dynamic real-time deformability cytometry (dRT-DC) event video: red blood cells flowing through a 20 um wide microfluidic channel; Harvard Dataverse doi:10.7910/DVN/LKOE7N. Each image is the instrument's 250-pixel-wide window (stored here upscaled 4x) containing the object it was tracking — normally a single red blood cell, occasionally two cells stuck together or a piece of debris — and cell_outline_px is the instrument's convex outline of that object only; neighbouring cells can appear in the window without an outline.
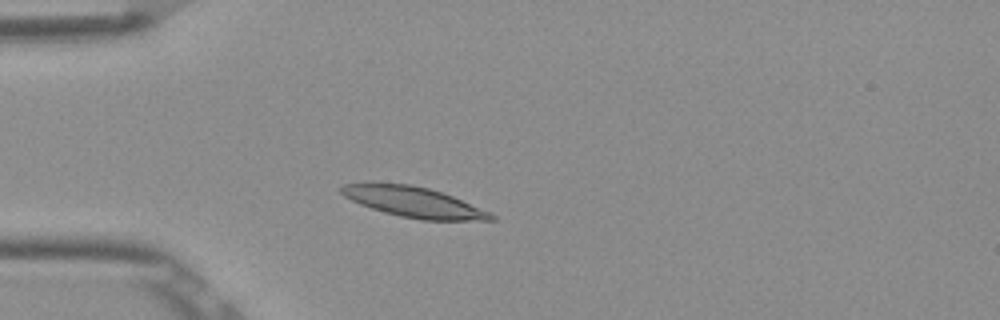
{"species": "Egyptian fruit bat (a non-hibernating species)", "species_latin": "Rousettus aegyptiacus", "temperature_condition": "room temperature", "stored_images_in_passage": 3, "camera_frame_rate_fps": 3000, "um_per_image_px": 0.085, "frame": {"image": 1, "passage_image": 3, "time_ms": 0.667, "image_size_px": [1000, 320], "cell_outline_px": [[496, 220], [420, 220], [400, 216], [384, 212], [360, 204], [344, 196], [340, 192], [340, 188], [344, 184], [364, 180], [368, 180], [408, 184], [428, 188], [452, 196], [492, 212], [496, 216]], "centroid_in_image_um": [35.1, 17.14], "position_along_channel_um": 49.9, "area_um2": 27.05}}